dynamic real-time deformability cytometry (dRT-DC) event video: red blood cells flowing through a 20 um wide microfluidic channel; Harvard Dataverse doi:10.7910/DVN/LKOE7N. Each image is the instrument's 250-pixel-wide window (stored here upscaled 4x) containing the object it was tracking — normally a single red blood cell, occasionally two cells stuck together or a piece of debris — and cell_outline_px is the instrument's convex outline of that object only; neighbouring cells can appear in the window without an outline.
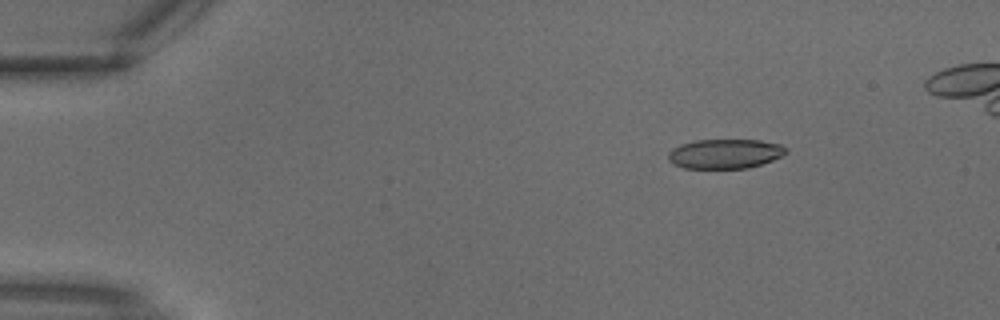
{"species": "common noctule bat (a hibernating species)", "species_latin": "Nyctalus noctula", "temperature_condition": "warm", "stored_images_in_passage": 4, "camera_frame_rate_fps": 3000, "um_per_image_px": 0.085, "animal": {"sex": "male", "body_mass_g": 18.8}, "frame": {"image": 1, "passage_image": 2, "time_ms": 0.333, "image_size_px": [1000, 320], "cell_outline_px": [[788, 152], [772, 160], [748, 168], [684, 168], [672, 164], [668, 160], [668, 152], [672, 148], [680, 144], [696, 140], [760, 140], [780, 144], [788, 148]], "centroid_in_image_um": [61.6, 13.06], "position_along_channel_um": 23.4, "area_um2": 20.35}}